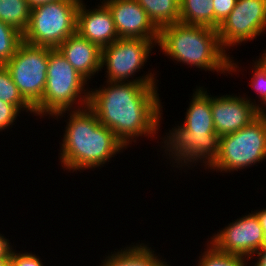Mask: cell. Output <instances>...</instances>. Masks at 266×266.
Masks as SVG:
<instances>
[{"mask_svg": "<svg viewBox=\"0 0 266 266\" xmlns=\"http://www.w3.org/2000/svg\"><path fill=\"white\" fill-rule=\"evenodd\" d=\"M158 40L118 38L113 43L102 48L101 69L105 68L104 76L109 82H140L144 84H157V73L146 72L140 77L136 76L147 63L151 52L157 46ZM133 80H132V78ZM131 78V79H129ZM157 80V82H156Z\"/></svg>", "mask_w": 266, "mask_h": 266, "instance_id": "cell-8", "label": "cell"}, {"mask_svg": "<svg viewBox=\"0 0 266 266\" xmlns=\"http://www.w3.org/2000/svg\"><path fill=\"white\" fill-rule=\"evenodd\" d=\"M237 0H214V29L226 19L236 5Z\"/></svg>", "mask_w": 266, "mask_h": 266, "instance_id": "cell-26", "label": "cell"}, {"mask_svg": "<svg viewBox=\"0 0 266 266\" xmlns=\"http://www.w3.org/2000/svg\"><path fill=\"white\" fill-rule=\"evenodd\" d=\"M207 241L221 252L251 259L256 251L265 246V234L258 215L251 211L228 223Z\"/></svg>", "mask_w": 266, "mask_h": 266, "instance_id": "cell-11", "label": "cell"}, {"mask_svg": "<svg viewBox=\"0 0 266 266\" xmlns=\"http://www.w3.org/2000/svg\"><path fill=\"white\" fill-rule=\"evenodd\" d=\"M252 67L253 74L251 75L253 76L251 77V83H249V85H251L250 87L253 88L252 90H255L256 94L258 93L259 95L258 98L260 100H257V106L259 102L261 103L266 98V70L256 61L252 63Z\"/></svg>", "mask_w": 266, "mask_h": 266, "instance_id": "cell-23", "label": "cell"}, {"mask_svg": "<svg viewBox=\"0 0 266 266\" xmlns=\"http://www.w3.org/2000/svg\"><path fill=\"white\" fill-rule=\"evenodd\" d=\"M265 30L266 0H237L217 32L221 47L226 52L231 47L242 45V42L253 41Z\"/></svg>", "mask_w": 266, "mask_h": 266, "instance_id": "cell-10", "label": "cell"}, {"mask_svg": "<svg viewBox=\"0 0 266 266\" xmlns=\"http://www.w3.org/2000/svg\"><path fill=\"white\" fill-rule=\"evenodd\" d=\"M81 0L76 14V32L97 44L101 49L117 40L113 17L109 8L101 1L97 8L87 9Z\"/></svg>", "mask_w": 266, "mask_h": 266, "instance_id": "cell-14", "label": "cell"}, {"mask_svg": "<svg viewBox=\"0 0 266 266\" xmlns=\"http://www.w3.org/2000/svg\"><path fill=\"white\" fill-rule=\"evenodd\" d=\"M254 212L258 215L260 224L263 228L264 234H265V245H266V208H261V210H254Z\"/></svg>", "mask_w": 266, "mask_h": 266, "instance_id": "cell-29", "label": "cell"}, {"mask_svg": "<svg viewBox=\"0 0 266 266\" xmlns=\"http://www.w3.org/2000/svg\"><path fill=\"white\" fill-rule=\"evenodd\" d=\"M160 30L180 21V0H136Z\"/></svg>", "mask_w": 266, "mask_h": 266, "instance_id": "cell-17", "label": "cell"}, {"mask_svg": "<svg viewBox=\"0 0 266 266\" xmlns=\"http://www.w3.org/2000/svg\"><path fill=\"white\" fill-rule=\"evenodd\" d=\"M49 47L22 41L4 65L23 98L34 107L44 94L47 81Z\"/></svg>", "mask_w": 266, "mask_h": 266, "instance_id": "cell-9", "label": "cell"}, {"mask_svg": "<svg viewBox=\"0 0 266 266\" xmlns=\"http://www.w3.org/2000/svg\"><path fill=\"white\" fill-rule=\"evenodd\" d=\"M109 8L119 38L158 40L159 30L136 0H102Z\"/></svg>", "mask_w": 266, "mask_h": 266, "instance_id": "cell-13", "label": "cell"}, {"mask_svg": "<svg viewBox=\"0 0 266 266\" xmlns=\"http://www.w3.org/2000/svg\"><path fill=\"white\" fill-rule=\"evenodd\" d=\"M29 4V6L32 8L34 6L43 4V3H50V2H55L58 0H26Z\"/></svg>", "mask_w": 266, "mask_h": 266, "instance_id": "cell-31", "label": "cell"}, {"mask_svg": "<svg viewBox=\"0 0 266 266\" xmlns=\"http://www.w3.org/2000/svg\"><path fill=\"white\" fill-rule=\"evenodd\" d=\"M157 47L171 60L200 68L201 71L226 75L241 71L239 62L234 63L230 52L221 47L214 28L179 21L159 30Z\"/></svg>", "mask_w": 266, "mask_h": 266, "instance_id": "cell-4", "label": "cell"}, {"mask_svg": "<svg viewBox=\"0 0 266 266\" xmlns=\"http://www.w3.org/2000/svg\"><path fill=\"white\" fill-rule=\"evenodd\" d=\"M214 0H180V22L214 28Z\"/></svg>", "mask_w": 266, "mask_h": 266, "instance_id": "cell-18", "label": "cell"}, {"mask_svg": "<svg viewBox=\"0 0 266 266\" xmlns=\"http://www.w3.org/2000/svg\"><path fill=\"white\" fill-rule=\"evenodd\" d=\"M204 252L200 254L197 266H248L250 259L221 252L209 242ZM248 264V265H247ZM250 266V265H249Z\"/></svg>", "mask_w": 266, "mask_h": 266, "instance_id": "cell-21", "label": "cell"}, {"mask_svg": "<svg viewBox=\"0 0 266 266\" xmlns=\"http://www.w3.org/2000/svg\"><path fill=\"white\" fill-rule=\"evenodd\" d=\"M257 117L266 121V98L256 106Z\"/></svg>", "mask_w": 266, "mask_h": 266, "instance_id": "cell-30", "label": "cell"}, {"mask_svg": "<svg viewBox=\"0 0 266 266\" xmlns=\"http://www.w3.org/2000/svg\"><path fill=\"white\" fill-rule=\"evenodd\" d=\"M259 65H261L266 70V49L263 54L255 60Z\"/></svg>", "mask_w": 266, "mask_h": 266, "instance_id": "cell-32", "label": "cell"}, {"mask_svg": "<svg viewBox=\"0 0 266 266\" xmlns=\"http://www.w3.org/2000/svg\"><path fill=\"white\" fill-rule=\"evenodd\" d=\"M0 233V258H9V252L13 245Z\"/></svg>", "mask_w": 266, "mask_h": 266, "instance_id": "cell-27", "label": "cell"}, {"mask_svg": "<svg viewBox=\"0 0 266 266\" xmlns=\"http://www.w3.org/2000/svg\"><path fill=\"white\" fill-rule=\"evenodd\" d=\"M0 100L15 105L21 112L34 114L33 107L19 93L5 65H0Z\"/></svg>", "mask_w": 266, "mask_h": 266, "instance_id": "cell-20", "label": "cell"}, {"mask_svg": "<svg viewBox=\"0 0 266 266\" xmlns=\"http://www.w3.org/2000/svg\"><path fill=\"white\" fill-rule=\"evenodd\" d=\"M121 250L111 252L99 266H171L166 260L160 257L152 249L144 243H132ZM158 254V255H157ZM162 259V260H161ZM168 263V264H167Z\"/></svg>", "mask_w": 266, "mask_h": 266, "instance_id": "cell-16", "label": "cell"}, {"mask_svg": "<svg viewBox=\"0 0 266 266\" xmlns=\"http://www.w3.org/2000/svg\"><path fill=\"white\" fill-rule=\"evenodd\" d=\"M19 114L21 111L15 105L0 100V131L12 128Z\"/></svg>", "mask_w": 266, "mask_h": 266, "instance_id": "cell-25", "label": "cell"}, {"mask_svg": "<svg viewBox=\"0 0 266 266\" xmlns=\"http://www.w3.org/2000/svg\"><path fill=\"white\" fill-rule=\"evenodd\" d=\"M265 159L266 121L257 117L246 127L220 137L219 154L207 168L220 173L238 172Z\"/></svg>", "mask_w": 266, "mask_h": 266, "instance_id": "cell-7", "label": "cell"}, {"mask_svg": "<svg viewBox=\"0 0 266 266\" xmlns=\"http://www.w3.org/2000/svg\"><path fill=\"white\" fill-rule=\"evenodd\" d=\"M243 96L211 95L212 118L220 137L246 127L257 118L256 99Z\"/></svg>", "mask_w": 266, "mask_h": 266, "instance_id": "cell-12", "label": "cell"}, {"mask_svg": "<svg viewBox=\"0 0 266 266\" xmlns=\"http://www.w3.org/2000/svg\"><path fill=\"white\" fill-rule=\"evenodd\" d=\"M254 258L256 259V262H252L254 264L250 263L252 266H266V245L263 246L260 250L256 251L254 253V256L251 257L250 260Z\"/></svg>", "mask_w": 266, "mask_h": 266, "instance_id": "cell-28", "label": "cell"}, {"mask_svg": "<svg viewBox=\"0 0 266 266\" xmlns=\"http://www.w3.org/2000/svg\"><path fill=\"white\" fill-rule=\"evenodd\" d=\"M0 266H10V258H0Z\"/></svg>", "mask_w": 266, "mask_h": 266, "instance_id": "cell-33", "label": "cell"}, {"mask_svg": "<svg viewBox=\"0 0 266 266\" xmlns=\"http://www.w3.org/2000/svg\"><path fill=\"white\" fill-rule=\"evenodd\" d=\"M57 49L87 81L102 71V49L77 32L69 36Z\"/></svg>", "mask_w": 266, "mask_h": 266, "instance_id": "cell-15", "label": "cell"}, {"mask_svg": "<svg viewBox=\"0 0 266 266\" xmlns=\"http://www.w3.org/2000/svg\"><path fill=\"white\" fill-rule=\"evenodd\" d=\"M9 258L10 266H44V263L40 260V256H36L32 252H17L13 247L9 252Z\"/></svg>", "mask_w": 266, "mask_h": 266, "instance_id": "cell-24", "label": "cell"}, {"mask_svg": "<svg viewBox=\"0 0 266 266\" xmlns=\"http://www.w3.org/2000/svg\"><path fill=\"white\" fill-rule=\"evenodd\" d=\"M31 7L26 0H0V21L24 33L28 27Z\"/></svg>", "mask_w": 266, "mask_h": 266, "instance_id": "cell-19", "label": "cell"}, {"mask_svg": "<svg viewBox=\"0 0 266 266\" xmlns=\"http://www.w3.org/2000/svg\"><path fill=\"white\" fill-rule=\"evenodd\" d=\"M89 89L88 107L127 148L140 137L157 138L163 106L158 84L109 82ZM92 89V90H91Z\"/></svg>", "mask_w": 266, "mask_h": 266, "instance_id": "cell-1", "label": "cell"}, {"mask_svg": "<svg viewBox=\"0 0 266 266\" xmlns=\"http://www.w3.org/2000/svg\"><path fill=\"white\" fill-rule=\"evenodd\" d=\"M81 0H58L31 8L23 41L56 49L76 32V14Z\"/></svg>", "mask_w": 266, "mask_h": 266, "instance_id": "cell-6", "label": "cell"}, {"mask_svg": "<svg viewBox=\"0 0 266 266\" xmlns=\"http://www.w3.org/2000/svg\"><path fill=\"white\" fill-rule=\"evenodd\" d=\"M69 114L60 144V163L62 169L84 171L99 169L127 149L114 135V132L101 124L97 116L88 107L66 110L57 113L53 118H63ZM59 117V118H58ZM104 165V166H103Z\"/></svg>", "mask_w": 266, "mask_h": 266, "instance_id": "cell-3", "label": "cell"}, {"mask_svg": "<svg viewBox=\"0 0 266 266\" xmlns=\"http://www.w3.org/2000/svg\"><path fill=\"white\" fill-rule=\"evenodd\" d=\"M22 41V33L0 21V65H4L13 57Z\"/></svg>", "mask_w": 266, "mask_h": 266, "instance_id": "cell-22", "label": "cell"}, {"mask_svg": "<svg viewBox=\"0 0 266 266\" xmlns=\"http://www.w3.org/2000/svg\"><path fill=\"white\" fill-rule=\"evenodd\" d=\"M209 94L206 88L196 86L184 122L169 130L161 140L164 143L161 148L165 149L162 156L171 160L172 167L190 169L202 163L199 165L207 169L218 156L220 136L215 132Z\"/></svg>", "mask_w": 266, "mask_h": 266, "instance_id": "cell-2", "label": "cell"}, {"mask_svg": "<svg viewBox=\"0 0 266 266\" xmlns=\"http://www.w3.org/2000/svg\"><path fill=\"white\" fill-rule=\"evenodd\" d=\"M87 83L57 48H49L46 87L42 99L33 107L34 115L50 118L62 111L86 107Z\"/></svg>", "mask_w": 266, "mask_h": 266, "instance_id": "cell-5", "label": "cell"}]
</instances>
